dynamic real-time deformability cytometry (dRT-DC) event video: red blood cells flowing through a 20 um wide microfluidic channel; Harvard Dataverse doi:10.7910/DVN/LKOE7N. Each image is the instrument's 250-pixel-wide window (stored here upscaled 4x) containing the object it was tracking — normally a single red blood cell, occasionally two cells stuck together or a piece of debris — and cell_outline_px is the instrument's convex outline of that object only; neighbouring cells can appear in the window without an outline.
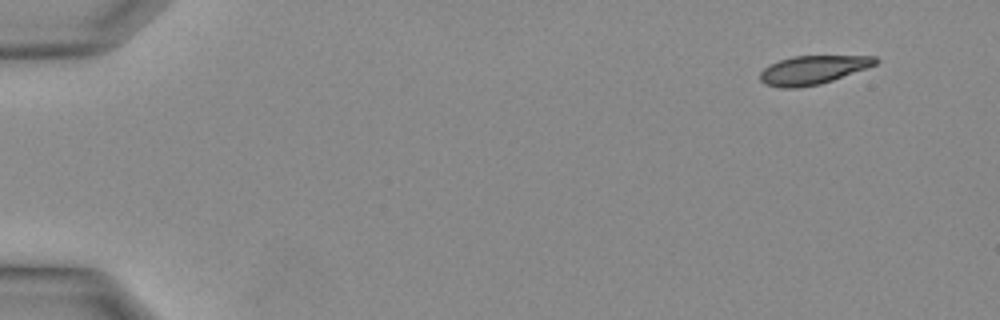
{"species": "Egyptian fruit bat (a non-hibernating species)", "species_latin": "Rousettus aegyptiacus", "temperature_condition": "warm", "stored_images_in_passage": 10, "camera_frame_rate_fps": 3000, "um_per_image_px": 0.085, "animal": {"sex": "female"}, "frame": {"image": 1, "passage_image": 1, "time_ms": 0.0, "image_size_px": [1000, 320], "cell_outline_px": [[880, 60], [876, 64], [832, 80], [820, 84], [796, 88], [780, 88], [764, 84], [760, 80], [760, 72], [768, 64], [792, 56], [876, 56]], "centroid_in_image_um": [69.05, 5.94], "position_along_channel_um": 16.0, "area_um2": 19.19}}
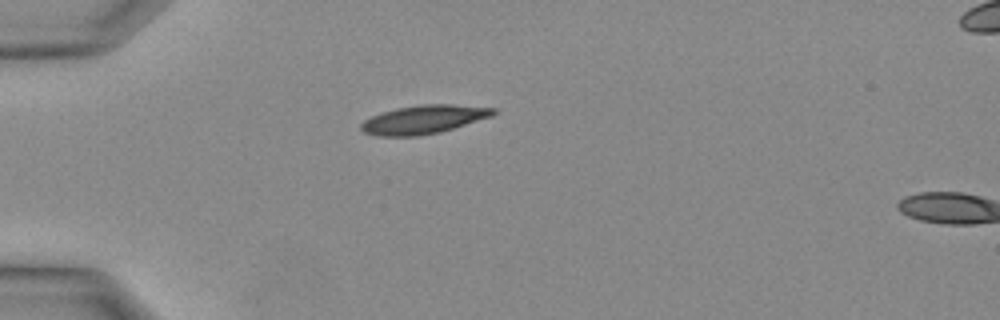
{"frame": {"image": 2, "passage_image": 8, "time_ms": 2.333, "image_size_px": [1000, 320], "cell_outline_px": [[496, 112], [492, 116], [440, 132], [416, 136], [376, 136], [364, 132], [360, 128], [360, 124], [364, 120], [372, 116], [396, 108], [424, 104], [452, 104], [496, 108]], "centroid_in_image_um": [36.0, 10.15], "position_along_channel_um": 49.0, "area_um2": 21.85}}